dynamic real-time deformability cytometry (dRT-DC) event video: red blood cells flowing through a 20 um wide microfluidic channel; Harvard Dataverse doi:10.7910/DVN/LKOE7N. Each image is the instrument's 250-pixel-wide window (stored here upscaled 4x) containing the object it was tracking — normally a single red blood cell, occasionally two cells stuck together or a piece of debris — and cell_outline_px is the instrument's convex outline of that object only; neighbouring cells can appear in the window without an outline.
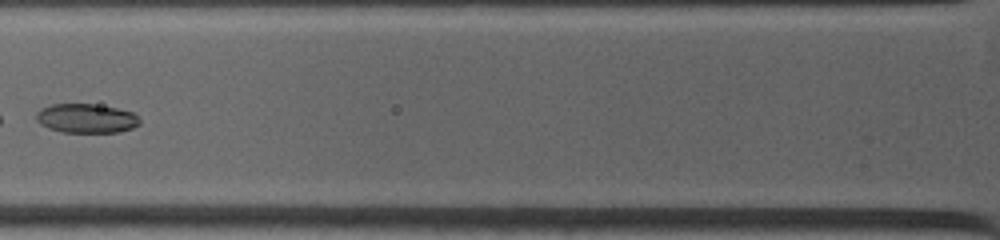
{"species": "common noctule bat (a hibernating species)", "species_latin": "Nyctalus noctula", "temperature_condition": "warm", "stored_images_in_passage": 5, "camera_frame_rate_fps": 4500, "um_per_image_px": 0.085, "animal": {"sex": "female", "body_mass_g": 19.0, "forearm_length_mm": 53.3}, "frame": {"image": 1, "passage_image": 4, "time_ms": 2.0, "image_size_px": [1000, 240], "cell_outline_px": [[140, 124], [132, 128], [120, 132], [64, 132], [48, 128], [40, 124], [36, 120], [36, 112], [40, 108], [52, 104], [92, 104], [116, 108], [132, 112], [140, 120]], "centroid_in_image_um": [7.31, 10.06], "position_along_channel_um": 118.5, "area_um2": 17.57}}